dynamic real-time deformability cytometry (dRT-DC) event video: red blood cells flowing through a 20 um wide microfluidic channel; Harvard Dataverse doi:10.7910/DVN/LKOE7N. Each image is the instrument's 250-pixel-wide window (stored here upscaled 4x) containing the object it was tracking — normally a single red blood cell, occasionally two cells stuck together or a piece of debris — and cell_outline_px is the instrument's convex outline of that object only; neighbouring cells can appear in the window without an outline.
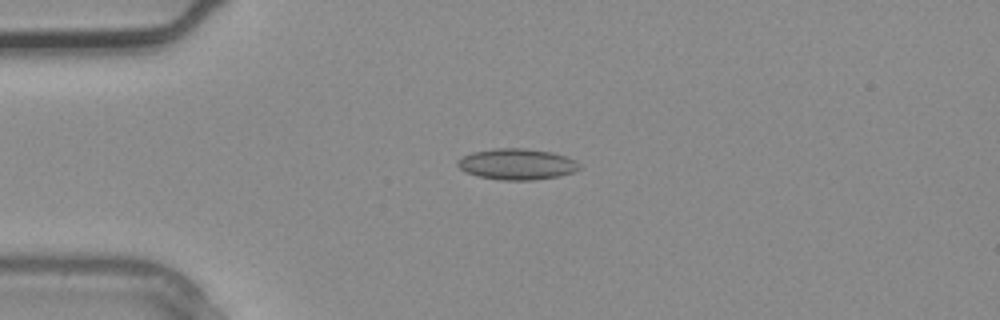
{"species": "common noctule bat (a hibernating species)", "species_latin": "Nyctalus noctula", "temperature_condition": "warm", "stored_images_in_passage": 1, "camera_frame_rate_fps": 3000, "um_per_image_px": 0.085, "animal": {"sex": "male", "body_mass_g": 20.4}, "frame": {"image": 1, "passage_image": 1, "time_ms": 0.0, "image_size_px": [1000, 320], "cell_outline_px": [[580, 168], [572, 172], [560, 176], [532, 180], [504, 180], [480, 176], [464, 172], [456, 164], [456, 160], [472, 152], [496, 148], [524, 148], [552, 152], [568, 156], [576, 160], [580, 164]], "centroid_in_image_um": [43.95, 13.94], "position_along_channel_um": 41.0, "area_um2": 22.08}}